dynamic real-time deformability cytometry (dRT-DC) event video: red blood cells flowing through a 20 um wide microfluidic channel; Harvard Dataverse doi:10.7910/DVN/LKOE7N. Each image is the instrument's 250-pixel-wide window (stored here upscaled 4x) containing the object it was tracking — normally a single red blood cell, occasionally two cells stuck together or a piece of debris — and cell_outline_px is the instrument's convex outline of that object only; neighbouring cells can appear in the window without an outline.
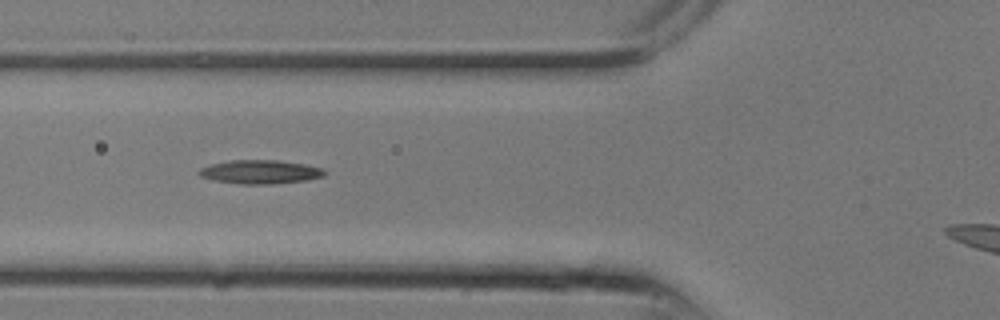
{"species": "common noctule bat (a hibernating species)", "species_latin": "Nyctalus noctula", "temperature_condition": "room temperature", "stored_images_in_passage": 7, "camera_frame_rate_fps": 3000, "um_per_image_px": 0.085, "animal": {"sex": "male", "body_mass_g": 13.3}, "frame": {"image": 1, "passage_image": 3, "time_ms": 0.667, "image_size_px": [1000, 320], "cell_outline_px": [[328, 172], [324, 176], [308, 180], [272, 184], [240, 184], [212, 180], [200, 176], [196, 172], [200, 168], [212, 164], [232, 160], [280, 160], [304, 164], [324, 168]], "centroid_in_image_um": [22.15, 14.61], "position_along_channel_um": 103.7, "area_um2": 17.57}}
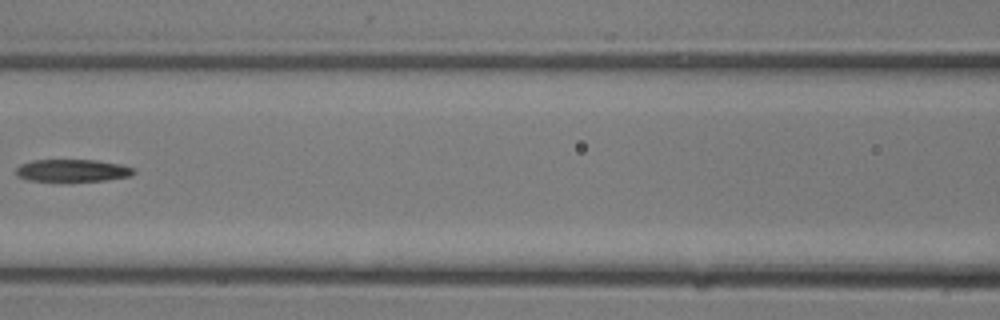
{"frame": {"image": 2, "passage_image": 5, "time_ms": 1.333, "image_size_px": [1000, 320], "cell_outline_px": [[136, 172], [128, 176], [104, 180], [28, 180], [16, 176], [16, 168], [20, 164], [32, 160], [96, 160], [120, 164], [136, 168]], "centroid_in_image_um": [6.15, 14.47], "position_along_channel_um": 160.5, "area_um2": 15.09}}
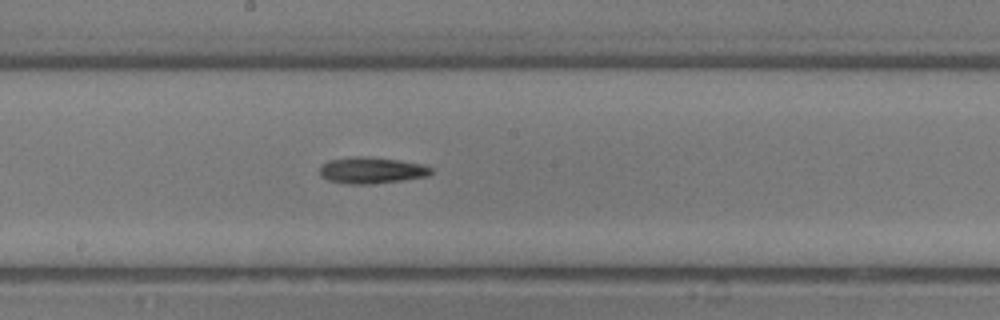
{"frame": {"image": 3, "passage_image": 7, "time_ms": 2.0, "image_size_px": [1000, 320], "cell_outline_px": [[432, 172], [428, 176], [404, 180], [372, 184], [348, 184], [328, 180], [320, 176], [320, 164], [328, 160], [356, 156], [364, 156], [400, 160], [420, 164], [432, 168]], "centroid_in_image_um": [31.55, 14.48], "position_along_channel_um": 216.6, "area_um2": 17.22}}